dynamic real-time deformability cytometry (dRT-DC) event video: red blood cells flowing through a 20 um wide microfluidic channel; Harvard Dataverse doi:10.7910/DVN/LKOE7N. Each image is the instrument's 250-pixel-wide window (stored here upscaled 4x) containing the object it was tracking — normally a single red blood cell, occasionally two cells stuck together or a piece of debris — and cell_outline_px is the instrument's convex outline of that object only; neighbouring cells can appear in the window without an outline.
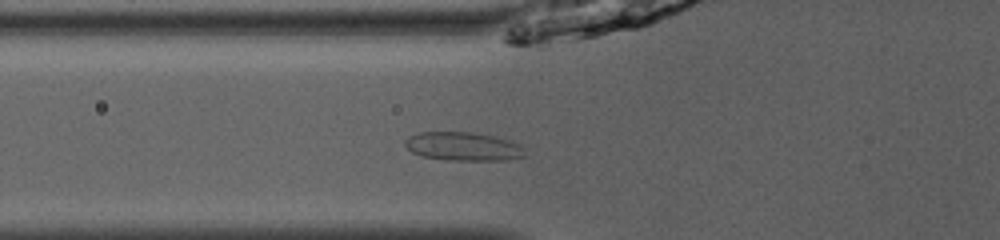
{"species": "common noctule bat (a hibernating species)", "species_latin": "Nyctalus noctula", "temperature_condition": "room temperature", "stored_images_in_passage": 35, "segment_of_instrument_passage": [1, 2], "camera_frame_rate_fps": 3000, "um_per_image_px": 0.085, "animal": {"sex": "male", "body_mass_g": 13.0, "forearm_length_mm": 53.1}, "frame": {"image": 1, "passage_image": 3, "time_ms": 0.667, "image_size_px": [1000, 240], "cell_outline_px": [[524, 156], [504, 160], [444, 160], [424, 156], [412, 152], [404, 144], [404, 140], [408, 136], [420, 132], [472, 132], [492, 136], [508, 140], [520, 144], [524, 148]], "centroid_in_image_um": [39.35, 12.44], "position_along_channel_um": 86.5, "area_um2": 19.88}}
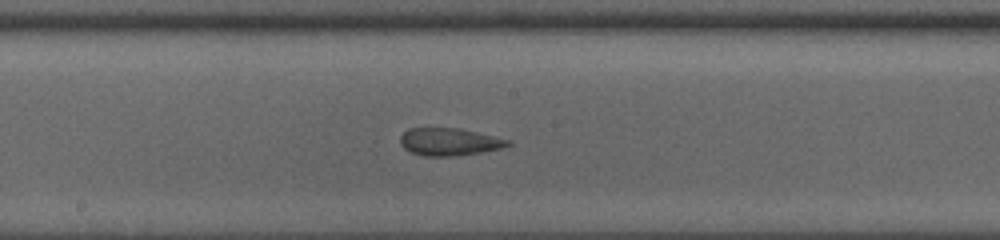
{"frame": {"image": 2, "passage_image": 12, "time_ms": 3.667, "image_size_px": [1000, 240], "cell_outline_px": [[512, 144], [500, 148], [480, 152], [452, 156], [424, 156], [412, 152], [404, 148], [400, 144], [400, 136], [408, 128], [460, 128], [512, 140]], "centroid_in_image_um": [38.19, 12.04], "position_along_channel_um": 210.0, "area_um2": 17.22}}
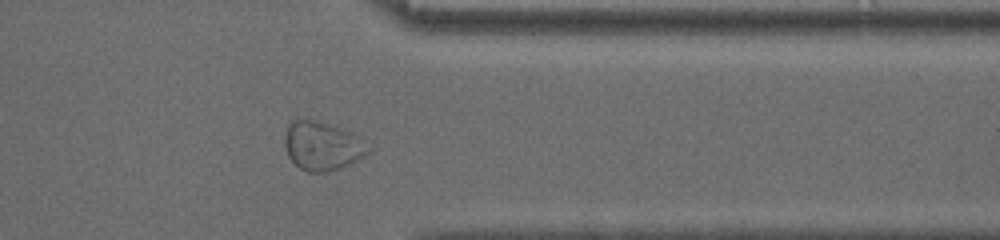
{"frame": {"image": 3, "passage_image": 25, "time_ms": 8.0, "image_size_px": [1000, 240], "cell_outline_px": [[372, 152], [360, 160], [340, 168], [324, 172], [308, 172], [300, 168], [288, 156], [284, 144], [284, 140], [288, 124], [292, 120], [316, 120], [352, 132], [372, 148]], "centroid_in_image_um": [27.43, 12.42], "position_along_channel_um": 384.0, "area_um2": 23.81}}